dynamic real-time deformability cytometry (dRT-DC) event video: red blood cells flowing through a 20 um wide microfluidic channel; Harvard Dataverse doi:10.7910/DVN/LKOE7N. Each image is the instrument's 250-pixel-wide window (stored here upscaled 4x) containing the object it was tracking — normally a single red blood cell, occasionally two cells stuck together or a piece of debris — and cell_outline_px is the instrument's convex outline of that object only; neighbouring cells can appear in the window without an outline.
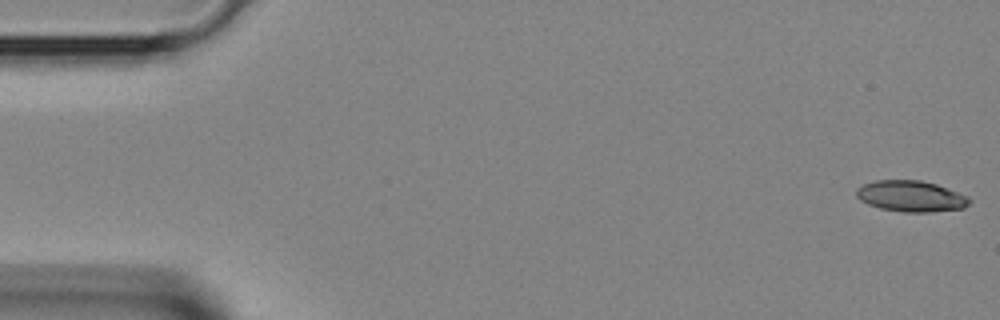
{"species": "Egyptian fruit bat (a non-hibernating species)", "species_latin": "Rousettus aegyptiacus", "temperature_condition": "room temperature", "stored_images_in_passage": 5, "camera_frame_rate_fps": 3000, "um_per_image_px": 0.085, "animal": {"sex": "female"}, "frame": {"image": 1, "passage_image": 1, "time_ms": 0.0, "image_size_px": [1000, 320], "cell_outline_px": [[972, 200], [964, 208], [932, 212], [904, 212], [880, 208], [868, 204], [860, 200], [856, 196], [856, 188], [864, 184], [876, 180], [920, 180], [936, 184], [968, 196]], "centroid_in_image_um": [77.43, 16.68], "position_along_channel_um": 7.6, "area_um2": 20.46}}
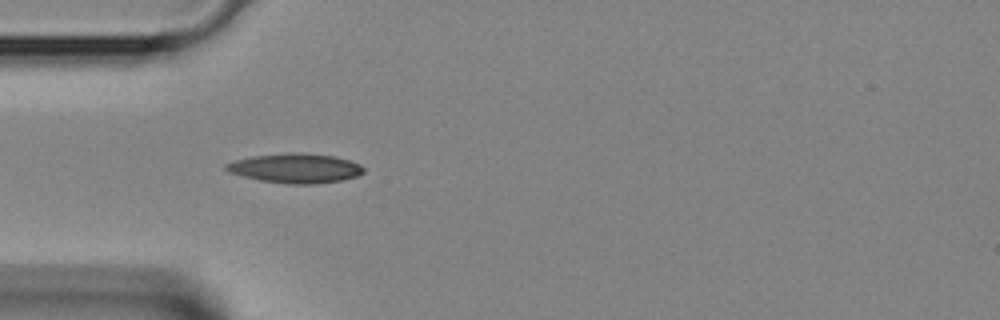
{"frame": {"image": 2, "passage_image": 4, "time_ms": 1.0, "image_size_px": [1000, 320], "cell_outline_px": [[364, 172], [356, 176], [344, 180], [312, 184], [288, 184], [260, 180], [228, 172], [224, 168], [224, 164], [236, 160], [252, 156], [288, 152], [300, 152], [336, 156], [360, 164], [364, 168]], "centroid_in_image_um": [25.11, 14.29], "position_along_channel_um": 59.9, "area_um2": 23.76}}
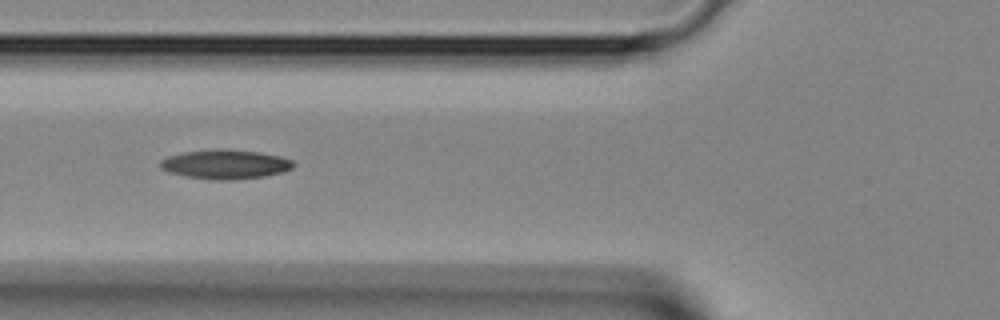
{"frame": {"image": 3, "passage_image": 5, "time_ms": 1.333, "image_size_px": [1000, 320], "cell_outline_px": [[296, 164], [292, 168], [284, 172], [264, 176], [232, 180], [216, 180], [188, 176], [168, 172], [160, 168], [160, 160], [168, 156], [184, 152], [216, 148], [260, 152], [280, 156], [292, 160]], "centroid_in_image_um": [19.17, 13.96], "position_along_channel_um": 106.6, "area_um2": 22.77}}